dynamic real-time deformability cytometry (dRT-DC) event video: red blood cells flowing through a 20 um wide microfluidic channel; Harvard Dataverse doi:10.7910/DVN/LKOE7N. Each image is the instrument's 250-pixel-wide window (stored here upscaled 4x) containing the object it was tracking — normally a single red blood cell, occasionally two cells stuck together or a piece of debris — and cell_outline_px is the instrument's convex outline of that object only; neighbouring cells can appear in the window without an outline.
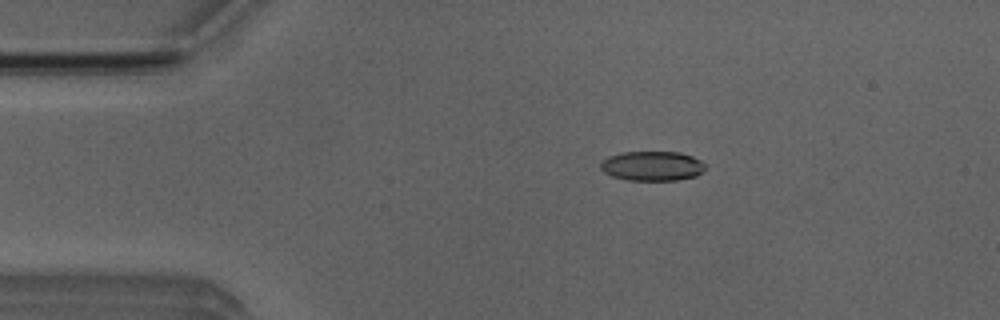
{"species": "Egyptian fruit bat (a non-hibernating species)", "species_latin": "Rousettus aegyptiacus", "temperature_condition": "room temperature", "stored_images_in_passage": 52, "camera_frame_rate_fps": 3000, "um_per_image_px": 0.085, "animal": {"sex": "male"}, "frame": {"image": 1, "passage_image": 10, "time_ms": 3.0, "image_size_px": [1000, 320], "cell_outline_px": [[708, 164], [704, 172], [696, 176], [676, 180], [628, 180], [612, 176], [604, 172], [600, 168], [600, 164], [608, 156], [620, 152], [680, 152], [692, 156]], "centroid_in_image_um": [55.48, 14.1], "position_along_channel_um": 29.5, "area_um2": 18.26}}
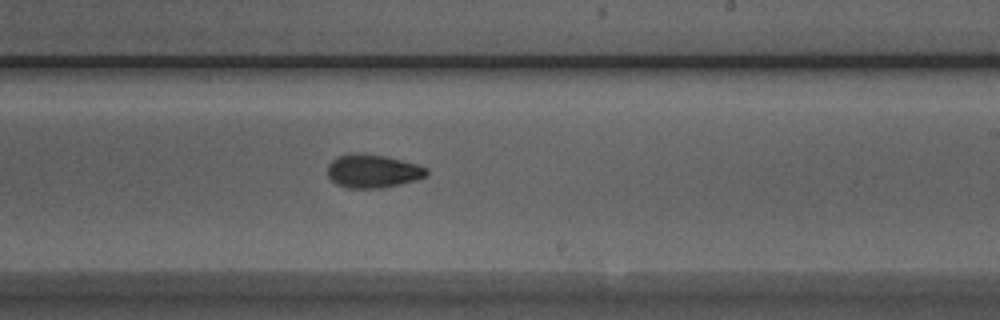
{"frame": {"image": 2, "passage_image": 31, "time_ms": 10.0, "image_size_px": [1000, 320], "cell_outline_px": [[428, 176], [416, 180], [400, 184], [380, 188], [348, 188], [336, 184], [328, 176], [328, 164], [336, 156], [348, 152], [364, 152], [384, 156], [416, 164], [428, 168]], "centroid_in_image_um": [31.66, 14.52], "position_along_channel_um": 257.3, "area_um2": 19.54}}
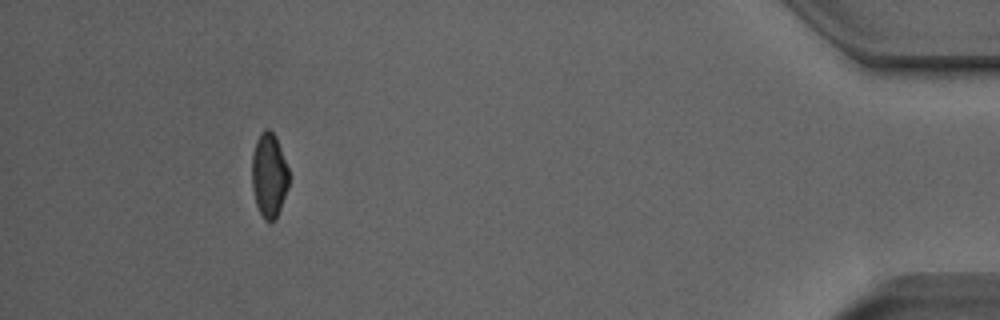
{"frame": {"image": 3, "passage_image": 48, "time_ms": 15.667, "image_size_px": [1000, 320], "cell_outline_px": [[288, 188], [276, 220], [264, 220], [256, 204], [252, 188], [252, 152], [256, 140], [260, 132], [264, 128], [268, 128], [276, 136], [288, 168]], "centroid_in_image_um": [22.86, 14.87], "position_along_channel_um": 412.3, "area_um2": 18.26}, "authors_computed_cell_mechanics": {"area_um2": 18.8428, "velocity_mm_per_s": 3.9439, "shape_relaxation_time_tau1_ms": 4.2429, "shape_relaxation_time_tau2_ms": 4.8831, "deformation_change_tau1": 0.1508, "deformation_change_tau2": 0.0785}}